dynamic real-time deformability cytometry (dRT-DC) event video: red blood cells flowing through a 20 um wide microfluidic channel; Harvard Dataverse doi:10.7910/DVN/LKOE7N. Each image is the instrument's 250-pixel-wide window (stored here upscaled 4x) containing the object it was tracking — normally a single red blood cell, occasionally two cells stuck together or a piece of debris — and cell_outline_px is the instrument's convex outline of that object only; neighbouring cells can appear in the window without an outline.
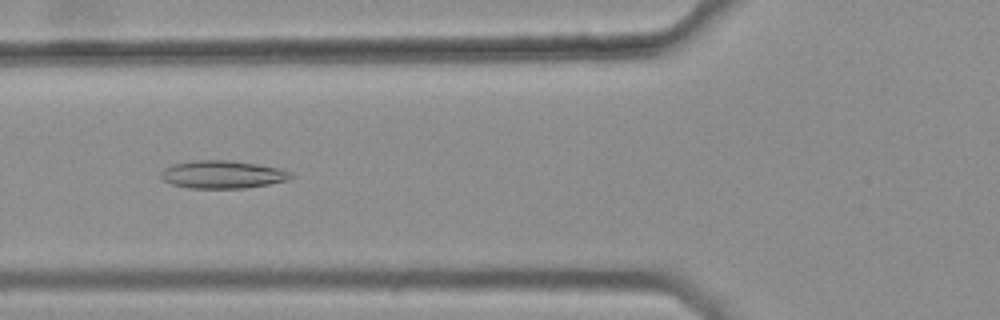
{"species": "common noctule bat (a hibernating species)", "species_latin": "Nyctalus noctula", "temperature_condition": "warm", "stored_images_in_passage": 45, "camera_frame_rate_fps": 3000, "um_per_image_px": 0.085, "animal": {"sex": "female", "body_mass_g": 25.1}, "frame": {"image": 1, "passage_image": 20, "time_ms": 6.333, "image_size_px": [1000, 320], "cell_outline_px": [[296, 176], [288, 180], [268, 184], [244, 188], [188, 188], [172, 184], [164, 180], [160, 176], [160, 172], [164, 168], [172, 164], [192, 160], [228, 160], [256, 164], [280, 168], [292, 172]], "centroid_in_image_um": [18.92, 14.83], "position_along_channel_um": 106.9, "area_um2": 21.21}}
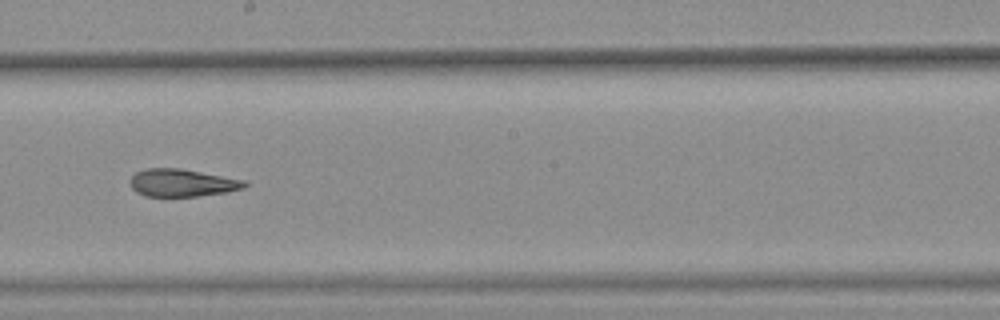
{"frame": {"image": 2, "passage_image": 30, "time_ms": 9.667, "image_size_px": [1000, 320], "cell_outline_px": [[248, 184], [244, 188], [228, 192], [196, 196], [144, 196], [136, 192], [128, 184], [132, 176], [136, 172], [148, 168], [180, 168], [248, 180]], "centroid_in_image_um": [15.5, 15.54], "position_along_channel_um": 232.7, "area_um2": 18.61}}
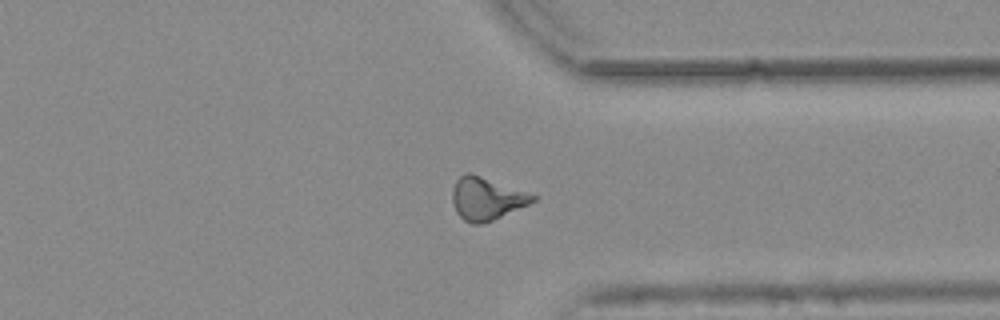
{"frame": {"image": 3, "passage_image": 41, "time_ms": 13.333, "image_size_px": [1000, 320], "cell_outline_px": [[536, 200], [528, 204], [492, 220], [480, 224], [472, 224], [464, 220], [456, 212], [452, 204], [452, 188], [456, 180], [464, 172], [468, 172], [480, 176], [536, 196]], "centroid_in_image_um": [41.28, 16.89], "position_along_channel_um": 370.1, "area_um2": 19.54}, "authors_computed_cell_mechanics": {"area_um2": 19.7098, "velocity_mm_per_s": 3.7847, "shape_relaxation_time_tau1_ms": null, "shape_relaxation_time_tau2_ms": 4.1916, "deformation_change_tau1": null, "deformation_change_tau2": 0.1345}}